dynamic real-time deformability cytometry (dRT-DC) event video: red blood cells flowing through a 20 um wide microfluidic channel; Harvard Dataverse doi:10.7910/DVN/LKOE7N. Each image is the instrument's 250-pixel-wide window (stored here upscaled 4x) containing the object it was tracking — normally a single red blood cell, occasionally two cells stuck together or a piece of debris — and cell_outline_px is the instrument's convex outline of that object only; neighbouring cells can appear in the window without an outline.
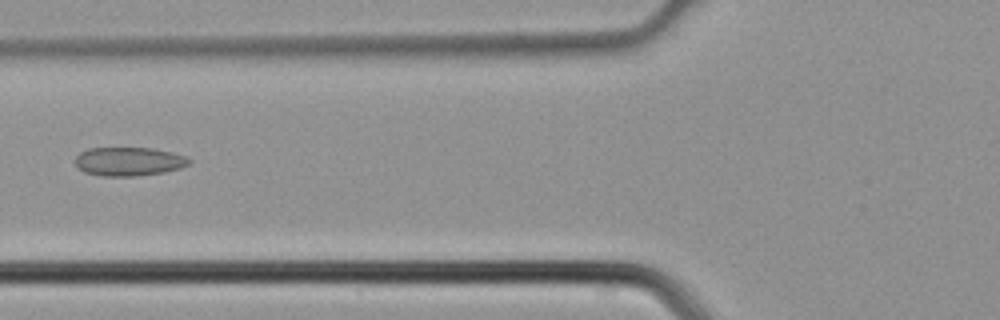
{"species": "common noctule bat (a hibernating species)", "species_latin": "Nyctalus noctula", "temperature_condition": "cold", "stored_images_in_passage": 5, "camera_frame_rate_fps": 3000, "um_per_image_px": 0.085, "animal": {"sex": "male", "body_mass_g": 21.5, "forearm_length_mm": 52.0}, "frame": {"image": 1, "passage_image": 5, "time_ms": 1.333, "image_size_px": [1000, 320], "cell_outline_px": [[192, 160], [188, 164], [180, 168], [164, 172], [136, 176], [100, 176], [84, 172], [76, 164], [76, 156], [80, 152], [88, 148], [152, 148], [172, 152], [184, 156]], "centroid_in_image_um": [10.95, 13.72], "position_along_channel_um": 114.9, "area_um2": 19.02}}